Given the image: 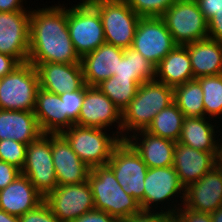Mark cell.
Masks as SVG:
<instances>
[{
	"mask_svg": "<svg viewBox=\"0 0 222 222\" xmlns=\"http://www.w3.org/2000/svg\"><path fill=\"white\" fill-rule=\"evenodd\" d=\"M124 49L109 43L100 45L96 50L81 58L84 82L87 86H97L117 73L119 60Z\"/></svg>",
	"mask_w": 222,
	"mask_h": 222,
	"instance_id": "ffe728a7",
	"label": "cell"
},
{
	"mask_svg": "<svg viewBox=\"0 0 222 222\" xmlns=\"http://www.w3.org/2000/svg\"><path fill=\"white\" fill-rule=\"evenodd\" d=\"M106 130L74 124L61 135L79 158L93 168L107 165L115 146L121 141L115 132L110 136Z\"/></svg>",
	"mask_w": 222,
	"mask_h": 222,
	"instance_id": "277c9868",
	"label": "cell"
},
{
	"mask_svg": "<svg viewBox=\"0 0 222 222\" xmlns=\"http://www.w3.org/2000/svg\"><path fill=\"white\" fill-rule=\"evenodd\" d=\"M118 124L116 135L122 140V112L97 86L84 85L83 105L76 125L108 129Z\"/></svg>",
	"mask_w": 222,
	"mask_h": 222,
	"instance_id": "5bb4252c",
	"label": "cell"
},
{
	"mask_svg": "<svg viewBox=\"0 0 222 222\" xmlns=\"http://www.w3.org/2000/svg\"><path fill=\"white\" fill-rule=\"evenodd\" d=\"M92 5L100 14L105 42L122 49L131 47L141 17L125 0H101Z\"/></svg>",
	"mask_w": 222,
	"mask_h": 222,
	"instance_id": "ba28073f",
	"label": "cell"
},
{
	"mask_svg": "<svg viewBox=\"0 0 222 222\" xmlns=\"http://www.w3.org/2000/svg\"><path fill=\"white\" fill-rule=\"evenodd\" d=\"M60 98L63 101L64 113H67L68 118L75 124L83 105L84 86L80 90L60 94Z\"/></svg>",
	"mask_w": 222,
	"mask_h": 222,
	"instance_id": "e575fe53",
	"label": "cell"
},
{
	"mask_svg": "<svg viewBox=\"0 0 222 222\" xmlns=\"http://www.w3.org/2000/svg\"><path fill=\"white\" fill-rule=\"evenodd\" d=\"M185 116L173 102L168 107L161 110L146 129L147 132L173 140H179Z\"/></svg>",
	"mask_w": 222,
	"mask_h": 222,
	"instance_id": "f546056e",
	"label": "cell"
},
{
	"mask_svg": "<svg viewBox=\"0 0 222 222\" xmlns=\"http://www.w3.org/2000/svg\"><path fill=\"white\" fill-rule=\"evenodd\" d=\"M87 181L95 209L108 213L120 222L141 211L139 202L125 193L108 165L91 168Z\"/></svg>",
	"mask_w": 222,
	"mask_h": 222,
	"instance_id": "3957f363",
	"label": "cell"
},
{
	"mask_svg": "<svg viewBox=\"0 0 222 222\" xmlns=\"http://www.w3.org/2000/svg\"><path fill=\"white\" fill-rule=\"evenodd\" d=\"M23 7V0H0V12L31 11Z\"/></svg>",
	"mask_w": 222,
	"mask_h": 222,
	"instance_id": "ee69618b",
	"label": "cell"
},
{
	"mask_svg": "<svg viewBox=\"0 0 222 222\" xmlns=\"http://www.w3.org/2000/svg\"><path fill=\"white\" fill-rule=\"evenodd\" d=\"M118 77L133 78L139 85L155 80V66L133 48L124 49V55L119 60Z\"/></svg>",
	"mask_w": 222,
	"mask_h": 222,
	"instance_id": "f1b7e54d",
	"label": "cell"
},
{
	"mask_svg": "<svg viewBox=\"0 0 222 222\" xmlns=\"http://www.w3.org/2000/svg\"><path fill=\"white\" fill-rule=\"evenodd\" d=\"M39 88L35 66L21 63L0 79V109L34 111Z\"/></svg>",
	"mask_w": 222,
	"mask_h": 222,
	"instance_id": "5b68a950",
	"label": "cell"
},
{
	"mask_svg": "<svg viewBox=\"0 0 222 222\" xmlns=\"http://www.w3.org/2000/svg\"><path fill=\"white\" fill-rule=\"evenodd\" d=\"M172 222H179L176 218Z\"/></svg>",
	"mask_w": 222,
	"mask_h": 222,
	"instance_id": "681fc988",
	"label": "cell"
},
{
	"mask_svg": "<svg viewBox=\"0 0 222 222\" xmlns=\"http://www.w3.org/2000/svg\"><path fill=\"white\" fill-rule=\"evenodd\" d=\"M212 222H222V206L210 213Z\"/></svg>",
	"mask_w": 222,
	"mask_h": 222,
	"instance_id": "bcb514c9",
	"label": "cell"
},
{
	"mask_svg": "<svg viewBox=\"0 0 222 222\" xmlns=\"http://www.w3.org/2000/svg\"><path fill=\"white\" fill-rule=\"evenodd\" d=\"M107 165L126 194L133 196L144 211V179L148 167L127 140H121L114 148Z\"/></svg>",
	"mask_w": 222,
	"mask_h": 222,
	"instance_id": "9c48e42d",
	"label": "cell"
},
{
	"mask_svg": "<svg viewBox=\"0 0 222 222\" xmlns=\"http://www.w3.org/2000/svg\"><path fill=\"white\" fill-rule=\"evenodd\" d=\"M176 46L160 17L140 18L131 48L155 67Z\"/></svg>",
	"mask_w": 222,
	"mask_h": 222,
	"instance_id": "4fadbf2b",
	"label": "cell"
},
{
	"mask_svg": "<svg viewBox=\"0 0 222 222\" xmlns=\"http://www.w3.org/2000/svg\"><path fill=\"white\" fill-rule=\"evenodd\" d=\"M199 6L200 11L208 22L216 12L222 10V0H195Z\"/></svg>",
	"mask_w": 222,
	"mask_h": 222,
	"instance_id": "60d3db41",
	"label": "cell"
},
{
	"mask_svg": "<svg viewBox=\"0 0 222 222\" xmlns=\"http://www.w3.org/2000/svg\"><path fill=\"white\" fill-rule=\"evenodd\" d=\"M173 197L175 200L176 197L177 199L180 198L181 203L177 205L175 203L171 204V207L168 204L171 203L170 201L174 200ZM184 197L185 187L181 184L173 166L148 168L147 175L144 179V211H154L157 207H161L158 206V204L162 203L161 205H163V203L167 201L163 205L165 210V205L169 201L167 204L168 208L165 212L175 215L178 208L183 205ZM153 207L155 208L153 209Z\"/></svg>",
	"mask_w": 222,
	"mask_h": 222,
	"instance_id": "30bf717a",
	"label": "cell"
},
{
	"mask_svg": "<svg viewBox=\"0 0 222 222\" xmlns=\"http://www.w3.org/2000/svg\"><path fill=\"white\" fill-rule=\"evenodd\" d=\"M38 73L40 88L63 94L80 90L84 85V75L81 63H31Z\"/></svg>",
	"mask_w": 222,
	"mask_h": 222,
	"instance_id": "ac0fdd59",
	"label": "cell"
},
{
	"mask_svg": "<svg viewBox=\"0 0 222 222\" xmlns=\"http://www.w3.org/2000/svg\"><path fill=\"white\" fill-rule=\"evenodd\" d=\"M139 84L133 78L111 76L97 87L123 112L137 94Z\"/></svg>",
	"mask_w": 222,
	"mask_h": 222,
	"instance_id": "4dcf8cb0",
	"label": "cell"
},
{
	"mask_svg": "<svg viewBox=\"0 0 222 222\" xmlns=\"http://www.w3.org/2000/svg\"><path fill=\"white\" fill-rule=\"evenodd\" d=\"M218 157L219 153L204 152L176 143L173 167L181 184L186 188L216 166Z\"/></svg>",
	"mask_w": 222,
	"mask_h": 222,
	"instance_id": "d6986e66",
	"label": "cell"
},
{
	"mask_svg": "<svg viewBox=\"0 0 222 222\" xmlns=\"http://www.w3.org/2000/svg\"><path fill=\"white\" fill-rule=\"evenodd\" d=\"M29 63H81L67 27V8L59 5L31 10Z\"/></svg>",
	"mask_w": 222,
	"mask_h": 222,
	"instance_id": "6da1fadb",
	"label": "cell"
},
{
	"mask_svg": "<svg viewBox=\"0 0 222 222\" xmlns=\"http://www.w3.org/2000/svg\"><path fill=\"white\" fill-rule=\"evenodd\" d=\"M97 1H101V0H82L81 2L92 4V3L97 2Z\"/></svg>",
	"mask_w": 222,
	"mask_h": 222,
	"instance_id": "c3c4849f",
	"label": "cell"
},
{
	"mask_svg": "<svg viewBox=\"0 0 222 222\" xmlns=\"http://www.w3.org/2000/svg\"><path fill=\"white\" fill-rule=\"evenodd\" d=\"M68 8L69 35L76 53L82 58L105 43L102 20L98 10L90 3L78 2Z\"/></svg>",
	"mask_w": 222,
	"mask_h": 222,
	"instance_id": "8992f818",
	"label": "cell"
},
{
	"mask_svg": "<svg viewBox=\"0 0 222 222\" xmlns=\"http://www.w3.org/2000/svg\"><path fill=\"white\" fill-rule=\"evenodd\" d=\"M0 222H20V219L18 216L8 214L0 209Z\"/></svg>",
	"mask_w": 222,
	"mask_h": 222,
	"instance_id": "f6af8a7d",
	"label": "cell"
},
{
	"mask_svg": "<svg viewBox=\"0 0 222 222\" xmlns=\"http://www.w3.org/2000/svg\"><path fill=\"white\" fill-rule=\"evenodd\" d=\"M20 174L21 170L14 165L0 161V190L6 188Z\"/></svg>",
	"mask_w": 222,
	"mask_h": 222,
	"instance_id": "f35d334b",
	"label": "cell"
},
{
	"mask_svg": "<svg viewBox=\"0 0 222 222\" xmlns=\"http://www.w3.org/2000/svg\"><path fill=\"white\" fill-rule=\"evenodd\" d=\"M44 201L61 222H73L83 214L95 209L88 181L81 184L57 186L44 197Z\"/></svg>",
	"mask_w": 222,
	"mask_h": 222,
	"instance_id": "7c38bea8",
	"label": "cell"
},
{
	"mask_svg": "<svg viewBox=\"0 0 222 222\" xmlns=\"http://www.w3.org/2000/svg\"><path fill=\"white\" fill-rule=\"evenodd\" d=\"M173 101L185 117H205L203 91L196 79L173 88Z\"/></svg>",
	"mask_w": 222,
	"mask_h": 222,
	"instance_id": "83f0119b",
	"label": "cell"
},
{
	"mask_svg": "<svg viewBox=\"0 0 222 222\" xmlns=\"http://www.w3.org/2000/svg\"><path fill=\"white\" fill-rule=\"evenodd\" d=\"M42 134L34 111L0 109V140L12 139L28 145Z\"/></svg>",
	"mask_w": 222,
	"mask_h": 222,
	"instance_id": "cb8c5ba5",
	"label": "cell"
},
{
	"mask_svg": "<svg viewBox=\"0 0 222 222\" xmlns=\"http://www.w3.org/2000/svg\"><path fill=\"white\" fill-rule=\"evenodd\" d=\"M183 205L204 213H212L222 206V165L218 163L185 188Z\"/></svg>",
	"mask_w": 222,
	"mask_h": 222,
	"instance_id": "2e32d148",
	"label": "cell"
},
{
	"mask_svg": "<svg viewBox=\"0 0 222 222\" xmlns=\"http://www.w3.org/2000/svg\"><path fill=\"white\" fill-rule=\"evenodd\" d=\"M141 17H160L177 0H125Z\"/></svg>",
	"mask_w": 222,
	"mask_h": 222,
	"instance_id": "d6a6232c",
	"label": "cell"
},
{
	"mask_svg": "<svg viewBox=\"0 0 222 222\" xmlns=\"http://www.w3.org/2000/svg\"><path fill=\"white\" fill-rule=\"evenodd\" d=\"M21 174L29 178L43 197L58 186L51 151V134H42L26 146Z\"/></svg>",
	"mask_w": 222,
	"mask_h": 222,
	"instance_id": "8fae6325",
	"label": "cell"
},
{
	"mask_svg": "<svg viewBox=\"0 0 222 222\" xmlns=\"http://www.w3.org/2000/svg\"><path fill=\"white\" fill-rule=\"evenodd\" d=\"M26 144L12 139L0 140V161L7 162L22 170L26 157Z\"/></svg>",
	"mask_w": 222,
	"mask_h": 222,
	"instance_id": "836d02e7",
	"label": "cell"
},
{
	"mask_svg": "<svg viewBox=\"0 0 222 222\" xmlns=\"http://www.w3.org/2000/svg\"><path fill=\"white\" fill-rule=\"evenodd\" d=\"M51 151L58 186L81 184L91 170L61 134H51Z\"/></svg>",
	"mask_w": 222,
	"mask_h": 222,
	"instance_id": "e0dca14e",
	"label": "cell"
},
{
	"mask_svg": "<svg viewBox=\"0 0 222 222\" xmlns=\"http://www.w3.org/2000/svg\"><path fill=\"white\" fill-rule=\"evenodd\" d=\"M159 211H143L122 220L121 222H172L175 215L167 213L163 210V206Z\"/></svg>",
	"mask_w": 222,
	"mask_h": 222,
	"instance_id": "8d00e7d4",
	"label": "cell"
},
{
	"mask_svg": "<svg viewBox=\"0 0 222 222\" xmlns=\"http://www.w3.org/2000/svg\"><path fill=\"white\" fill-rule=\"evenodd\" d=\"M136 133L130 134L126 140L138 152L148 168L173 166L174 148L177 142L153 135L146 130Z\"/></svg>",
	"mask_w": 222,
	"mask_h": 222,
	"instance_id": "44dd1931",
	"label": "cell"
},
{
	"mask_svg": "<svg viewBox=\"0 0 222 222\" xmlns=\"http://www.w3.org/2000/svg\"><path fill=\"white\" fill-rule=\"evenodd\" d=\"M211 121L208 117H185L177 143L204 152L219 153L220 140L215 133L221 135L222 132H215L216 125Z\"/></svg>",
	"mask_w": 222,
	"mask_h": 222,
	"instance_id": "484cf974",
	"label": "cell"
},
{
	"mask_svg": "<svg viewBox=\"0 0 222 222\" xmlns=\"http://www.w3.org/2000/svg\"><path fill=\"white\" fill-rule=\"evenodd\" d=\"M20 64L15 57L0 53V79L8 75Z\"/></svg>",
	"mask_w": 222,
	"mask_h": 222,
	"instance_id": "7bdbcfd3",
	"label": "cell"
},
{
	"mask_svg": "<svg viewBox=\"0 0 222 222\" xmlns=\"http://www.w3.org/2000/svg\"><path fill=\"white\" fill-rule=\"evenodd\" d=\"M173 102L172 87L157 80L140 84L137 94L122 112V140L130 136L129 132L146 130L153 118Z\"/></svg>",
	"mask_w": 222,
	"mask_h": 222,
	"instance_id": "7a4b0ae2",
	"label": "cell"
},
{
	"mask_svg": "<svg viewBox=\"0 0 222 222\" xmlns=\"http://www.w3.org/2000/svg\"><path fill=\"white\" fill-rule=\"evenodd\" d=\"M208 38L222 42V10L208 21Z\"/></svg>",
	"mask_w": 222,
	"mask_h": 222,
	"instance_id": "b9f144b4",
	"label": "cell"
},
{
	"mask_svg": "<svg viewBox=\"0 0 222 222\" xmlns=\"http://www.w3.org/2000/svg\"><path fill=\"white\" fill-rule=\"evenodd\" d=\"M34 114L43 134H61L74 125L67 113H64L60 95L42 88L36 94Z\"/></svg>",
	"mask_w": 222,
	"mask_h": 222,
	"instance_id": "7402d4cb",
	"label": "cell"
},
{
	"mask_svg": "<svg viewBox=\"0 0 222 222\" xmlns=\"http://www.w3.org/2000/svg\"><path fill=\"white\" fill-rule=\"evenodd\" d=\"M20 222H61L43 200L34 209L19 216Z\"/></svg>",
	"mask_w": 222,
	"mask_h": 222,
	"instance_id": "d590c367",
	"label": "cell"
},
{
	"mask_svg": "<svg viewBox=\"0 0 222 222\" xmlns=\"http://www.w3.org/2000/svg\"><path fill=\"white\" fill-rule=\"evenodd\" d=\"M185 46L191 59L194 79L222 74V42L207 38Z\"/></svg>",
	"mask_w": 222,
	"mask_h": 222,
	"instance_id": "4316f807",
	"label": "cell"
},
{
	"mask_svg": "<svg viewBox=\"0 0 222 222\" xmlns=\"http://www.w3.org/2000/svg\"><path fill=\"white\" fill-rule=\"evenodd\" d=\"M220 145H219V157H218V163L222 165V136H220Z\"/></svg>",
	"mask_w": 222,
	"mask_h": 222,
	"instance_id": "7dc6e473",
	"label": "cell"
},
{
	"mask_svg": "<svg viewBox=\"0 0 222 222\" xmlns=\"http://www.w3.org/2000/svg\"><path fill=\"white\" fill-rule=\"evenodd\" d=\"M155 80L175 88L194 80L186 46L176 45L155 67Z\"/></svg>",
	"mask_w": 222,
	"mask_h": 222,
	"instance_id": "d4e9b609",
	"label": "cell"
},
{
	"mask_svg": "<svg viewBox=\"0 0 222 222\" xmlns=\"http://www.w3.org/2000/svg\"><path fill=\"white\" fill-rule=\"evenodd\" d=\"M182 206L175 214V218L179 222H212L210 213L198 212Z\"/></svg>",
	"mask_w": 222,
	"mask_h": 222,
	"instance_id": "74e56055",
	"label": "cell"
},
{
	"mask_svg": "<svg viewBox=\"0 0 222 222\" xmlns=\"http://www.w3.org/2000/svg\"><path fill=\"white\" fill-rule=\"evenodd\" d=\"M73 222H120V221L104 211L93 209L83 214Z\"/></svg>",
	"mask_w": 222,
	"mask_h": 222,
	"instance_id": "ab89813d",
	"label": "cell"
},
{
	"mask_svg": "<svg viewBox=\"0 0 222 222\" xmlns=\"http://www.w3.org/2000/svg\"><path fill=\"white\" fill-rule=\"evenodd\" d=\"M160 18L176 45L185 46L208 38V22L195 0H177Z\"/></svg>",
	"mask_w": 222,
	"mask_h": 222,
	"instance_id": "52a82bcc",
	"label": "cell"
},
{
	"mask_svg": "<svg viewBox=\"0 0 222 222\" xmlns=\"http://www.w3.org/2000/svg\"><path fill=\"white\" fill-rule=\"evenodd\" d=\"M31 11L0 12V53L28 61Z\"/></svg>",
	"mask_w": 222,
	"mask_h": 222,
	"instance_id": "9a60e30c",
	"label": "cell"
},
{
	"mask_svg": "<svg viewBox=\"0 0 222 222\" xmlns=\"http://www.w3.org/2000/svg\"><path fill=\"white\" fill-rule=\"evenodd\" d=\"M203 91L205 117L222 119V74L196 78ZM220 115V116H219ZM211 116V117H210ZM214 117V118H213Z\"/></svg>",
	"mask_w": 222,
	"mask_h": 222,
	"instance_id": "1f68e13d",
	"label": "cell"
},
{
	"mask_svg": "<svg viewBox=\"0 0 222 222\" xmlns=\"http://www.w3.org/2000/svg\"><path fill=\"white\" fill-rule=\"evenodd\" d=\"M43 200L44 197L23 174L0 190V209L18 217L34 209Z\"/></svg>",
	"mask_w": 222,
	"mask_h": 222,
	"instance_id": "603a6c76",
	"label": "cell"
}]
</instances>
